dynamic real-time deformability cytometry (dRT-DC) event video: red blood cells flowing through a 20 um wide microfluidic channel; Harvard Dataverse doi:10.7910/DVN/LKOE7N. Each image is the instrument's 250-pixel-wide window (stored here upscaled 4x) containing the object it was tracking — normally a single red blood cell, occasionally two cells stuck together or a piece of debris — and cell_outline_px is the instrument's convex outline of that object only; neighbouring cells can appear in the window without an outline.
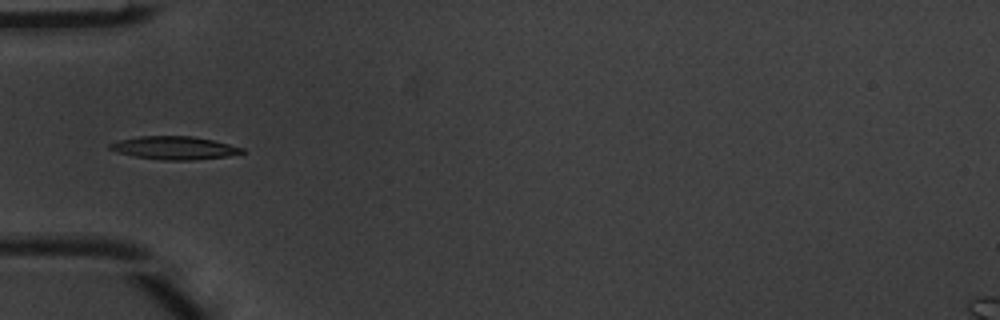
{"species": "common noctule bat (a hibernating species)", "species_latin": "Nyctalus noctula", "temperature_condition": "warm", "stored_images_in_passage": 5, "camera_frame_rate_fps": 3000, "um_per_image_px": 0.085, "animal": {"sex": "male", "body_mass_g": 20.1, "forearm_length_mm": 53.5}, "frame": {"image": 1, "passage_image": 4, "time_ms": 1.0, "image_size_px": [1000, 320], "cell_outline_px": [[244, 152], [228, 156], [192, 160], [160, 160], [136, 156], [116, 152], [108, 148], [108, 144], [120, 140], [140, 136], [192, 136], [212, 140], [244, 148]], "centroid_in_image_um": [14.8, 12.57], "position_along_channel_um": 70.2, "area_um2": 17.63}}